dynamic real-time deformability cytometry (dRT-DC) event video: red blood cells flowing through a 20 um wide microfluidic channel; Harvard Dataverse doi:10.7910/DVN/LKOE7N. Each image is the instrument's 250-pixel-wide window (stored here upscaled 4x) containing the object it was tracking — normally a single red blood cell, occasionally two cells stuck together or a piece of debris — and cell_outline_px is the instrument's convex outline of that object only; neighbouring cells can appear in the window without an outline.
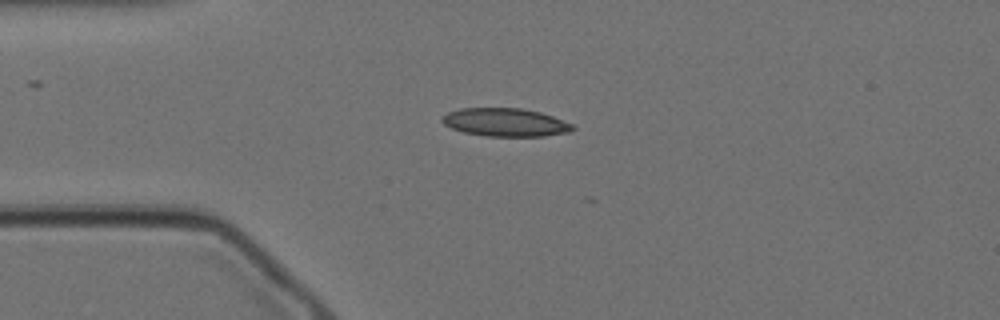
{"species": "Egyptian fruit bat (a non-hibernating species)", "species_latin": "Rousettus aegyptiacus", "temperature_condition": "cold", "stored_images_in_passage": 4, "camera_frame_rate_fps": 3000, "um_per_image_px": 0.085, "animal": {"sex": "female"}, "frame": {"image": 1, "passage_image": 1, "time_ms": 0.0, "image_size_px": [1000, 320], "cell_outline_px": [[576, 128], [568, 132], [544, 136], [488, 136], [464, 132], [452, 128], [444, 124], [440, 120], [448, 112], [460, 108], [520, 108], [540, 112], [552, 116], [572, 124]], "centroid_in_image_um": [42.95, 10.39], "position_along_channel_um": 42.1, "area_um2": 21.27}}